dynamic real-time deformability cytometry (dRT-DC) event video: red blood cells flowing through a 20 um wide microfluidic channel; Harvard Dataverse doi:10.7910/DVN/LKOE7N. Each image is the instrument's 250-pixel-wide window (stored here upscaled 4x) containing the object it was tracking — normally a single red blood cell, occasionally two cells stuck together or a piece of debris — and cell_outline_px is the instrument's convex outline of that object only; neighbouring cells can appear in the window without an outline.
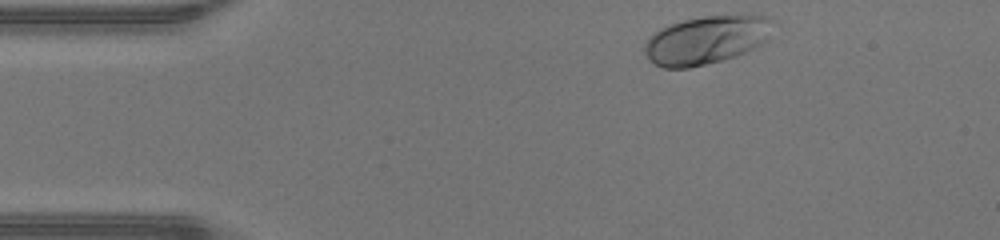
{"species": "human", "species_latin": "Homo sapiens", "temperature_condition": "warm", "stored_images_in_passage": 34, "camera_frame_rate_fps": 3000, "um_per_image_px": 0.085, "donor": {"sex": "male"}, "frame": {"image": 1, "passage_image": 1, "time_ms": 0.0, "image_size_px": [1000, 240], "cell_outline_px": [[772, 20], [764, 40], [760, 44], [736, 56], [688, 68], [664, 68], [648, 60], [644, 52], [644, 44], [660, 28], [668, 24], [684, 20], [704, 16], [740, 12], [764, 16]], "centroid_in_image_um": [60.0, 3.36], "position_along_channel_um": 25.0, "area_um2": 36.01}}
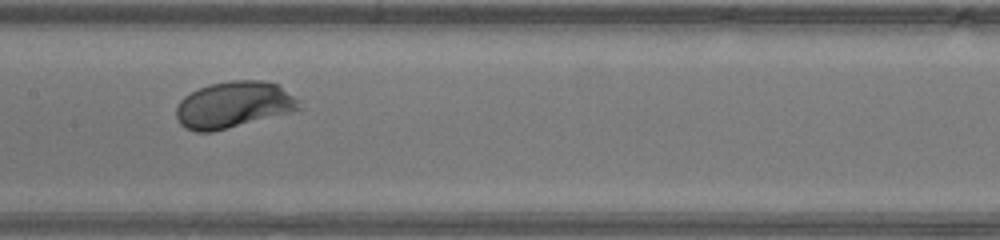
{"frame": {"image": 2, "passage_image": 17, "time_ms": 5.333, "image_size_px": [1000, 240], "cell_outline_px": [[304, 108], [292, 112], [212, 132], [196, 132], [184, 128], [180, 124], [176, 116], [176, 108], [180, 100], [184, 96], [208, 84], [232, 80], [260, 80], [276, 84], [300, 100]], "centroid_in_image_um": [19.87, 8.91], "position_along_channel_um": 187.5, "area_um2": 33.41}}
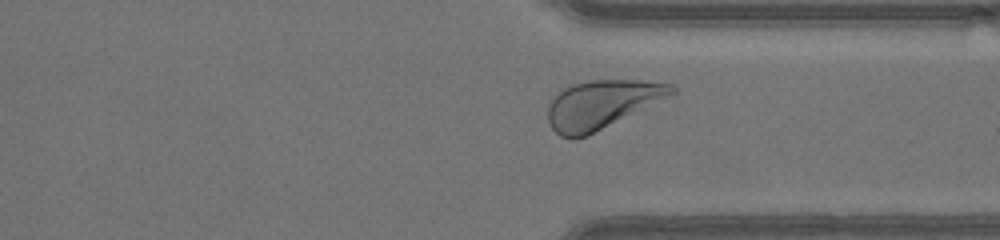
{"frame": {"image": 3, "passage_image": 29, "time_ms": 9.333, "image_size_px": [1000, 240], "cell_outline_px": [[676, 92], [672, 96], [588, 136], [572, 140], [560, 136], [552, 128], [548, 120], [548, 104], [564, 88], [572, 84], [588, 80], [640, 80], [672, 84], [676, 88]], "centroid_in_image_um": [51.18, 8.89], "position_along_channel_um": 360.2, "area_um2": 35.2}, "authors_computed_cell_mechanics": {"area_um2": 33.3217, "velocity_mm_per_s": 4.3323, "shape_relaxation_time_tau1_ms": 1.4289, "shape_relaxation_time_tau2_ms": 10.2204, "deformation_change_tau1": 0.1381, "deformation_change_tau2": 0.2911}}